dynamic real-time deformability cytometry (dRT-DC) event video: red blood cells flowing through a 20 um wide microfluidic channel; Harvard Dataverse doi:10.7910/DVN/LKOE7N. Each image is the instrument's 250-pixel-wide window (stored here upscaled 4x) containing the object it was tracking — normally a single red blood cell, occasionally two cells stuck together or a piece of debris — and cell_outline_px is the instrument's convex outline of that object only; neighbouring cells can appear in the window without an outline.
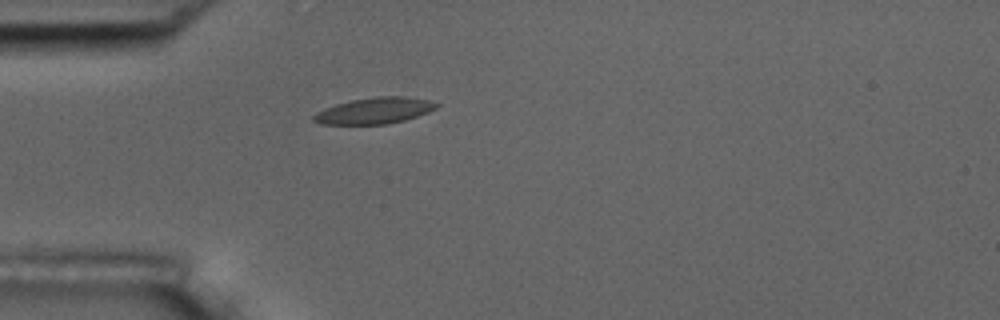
{"species": "common noctule bat (a hibernating species)", "species_latin": "Nyctalus noctula", "temperature_condition": "room temperature", "stored_images_in_passage": 1, "camera_frame_rate_fps": 3000, "um_per_image_px": 0.085, "animal": {"sex": "male", "body_mass_g": 17.5, "forearm_length_mm": 52.3}, "frame": {"image": 1, "passage_image": 1, "time_ms": 0.0, "image_size_px": [1000, 320], "cell_outline_px": [[440, 104], [436, 108], [428, 112], [404, 120], [388, 124], [320, 124], [312, 120], [312, 116], [316, 112], [324, 108], [336, 104], [352, 100], [376, 96], [404, 96], [428, 100]], "centroid_in_image_um": [31.81, 9.4], "position_along_channel_um": 53.2, "area_um2": 18.73}}